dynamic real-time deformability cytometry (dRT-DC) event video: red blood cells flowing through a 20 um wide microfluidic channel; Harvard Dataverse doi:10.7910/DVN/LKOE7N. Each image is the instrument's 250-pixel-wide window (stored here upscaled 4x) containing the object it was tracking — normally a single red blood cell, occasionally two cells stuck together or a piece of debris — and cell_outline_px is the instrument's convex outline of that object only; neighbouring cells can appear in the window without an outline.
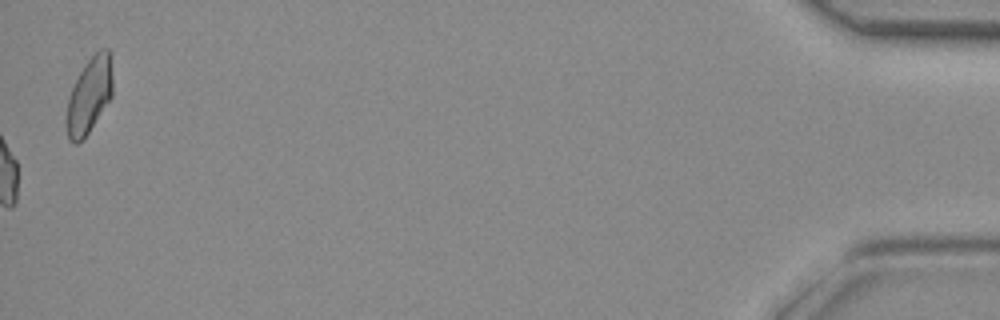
{"species": "common noctule bat (a hibernating species)", "species_latin": "Nyctalus noctula", "temperature_condition": "room temperature", "stored_images_in_passage": 30, "camera_frame_rate_fps": 3000, "um_per_image_px": 0.085, "animal": {"sex": "female", "body_mass_g": 29.2, "forearm_length_mm": 56.3}, "frame": {"image": 1, "passage_image": 30, "time_ms": 9.667, "image_size_px": [1000, 320], "cell_outline_px": [[112, 96], [88, 132], [76, 144], [72, 144], [68, 140], [64, 124], [64, 120], [68, 96], [80, 72], [88, 60], [100, 48], [108, 48], [112, 76]], "centroid_in_image_um": [7.54, 8.15], "position_along_channel_um": 427.7, "area_um2": 20.35}}